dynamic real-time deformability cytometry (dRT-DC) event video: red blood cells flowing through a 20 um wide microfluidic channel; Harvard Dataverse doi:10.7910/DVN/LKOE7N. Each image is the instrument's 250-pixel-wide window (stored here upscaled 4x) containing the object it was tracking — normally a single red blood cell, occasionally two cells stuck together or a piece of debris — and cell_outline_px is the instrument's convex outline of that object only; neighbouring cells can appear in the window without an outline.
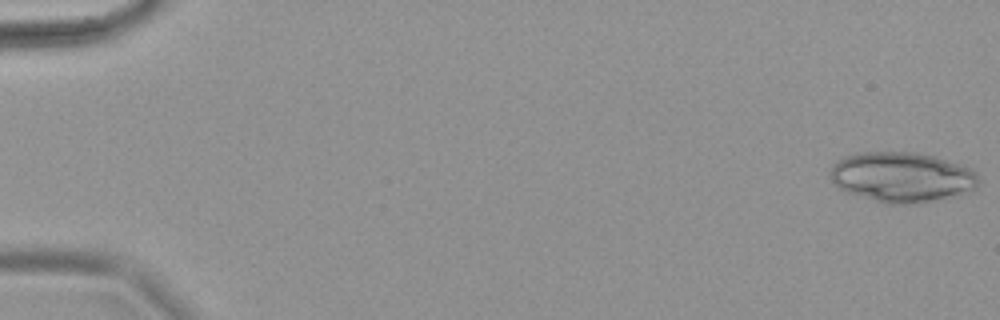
{"species": "common noctule bat (a hibernating species)", "species_latin": "Nyctalus noctula", "temperature_condition": "warm", "stored_images_in_passage": 63, "camera_frame_rate_fps": 3000, "um_per_image_px": 0.085, "animal": {"sex": "female", "body_mass_g": 18.4}, "frame": {"image": 1, "passage_image": 1, "time_ms": 0.0, "image_size_px": [1000, 320], "cell_outline_px": [[980, 180], [976, 188], [972, 192], [956, 196], [916, 204], [888, 204], [844, 192], [832, 184], [832, 168], [840, 160], [848, 156], [860, 152], [916, 152], [932, 156], [968, 168], [976, 172]], "centroid_in_image_um": [76.69, 15.09], "position_along_channel_um": 8.3, "area_um2": 43.23}}